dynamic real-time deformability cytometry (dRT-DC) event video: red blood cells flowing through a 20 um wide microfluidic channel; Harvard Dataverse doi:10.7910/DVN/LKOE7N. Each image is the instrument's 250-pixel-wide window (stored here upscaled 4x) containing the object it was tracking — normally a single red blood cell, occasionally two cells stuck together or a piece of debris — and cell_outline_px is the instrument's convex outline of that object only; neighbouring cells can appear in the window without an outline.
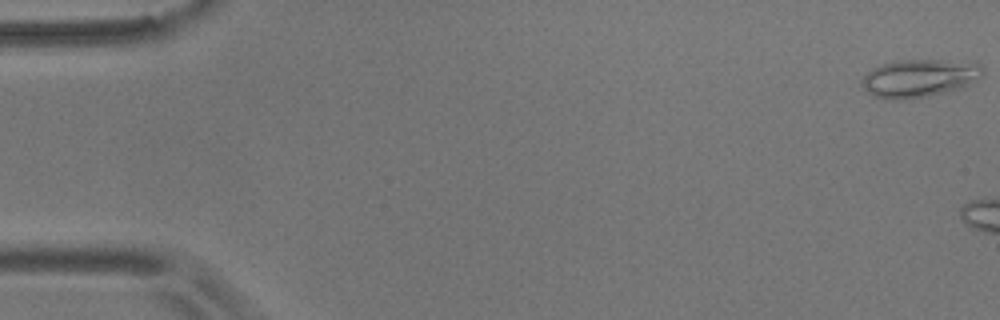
{"species": "common noctule bat (a hibernating species)", "species_latin": "Nyctalus noctula", "temperature_condition": "room temperature", "stored_images_in_passage": 6, "camera_frame_rate_fps": 3000, "um_per_image_px": 0.085, "animal": {"sex": "male", "body_mass_g": 17.9}, "frame": {"image": 1, "passage_image": 1, "time_ms": 0.0, "image_size_px": [1000, 320], "cell_outline_px": [[984, 72], [980, 76], [968, 84], [956, 88], [924, 96], [904, 100], [888, 100], [872, 96], [860, 84], [860, 80], [872, 68], [880, 64], [896, 60], [940, 60], [980, 64], [984, 68]], "centroid_in_image_um": [78.03, 6.64], "position_along_channel_um": 7.0, "area_um2": 26.36}}